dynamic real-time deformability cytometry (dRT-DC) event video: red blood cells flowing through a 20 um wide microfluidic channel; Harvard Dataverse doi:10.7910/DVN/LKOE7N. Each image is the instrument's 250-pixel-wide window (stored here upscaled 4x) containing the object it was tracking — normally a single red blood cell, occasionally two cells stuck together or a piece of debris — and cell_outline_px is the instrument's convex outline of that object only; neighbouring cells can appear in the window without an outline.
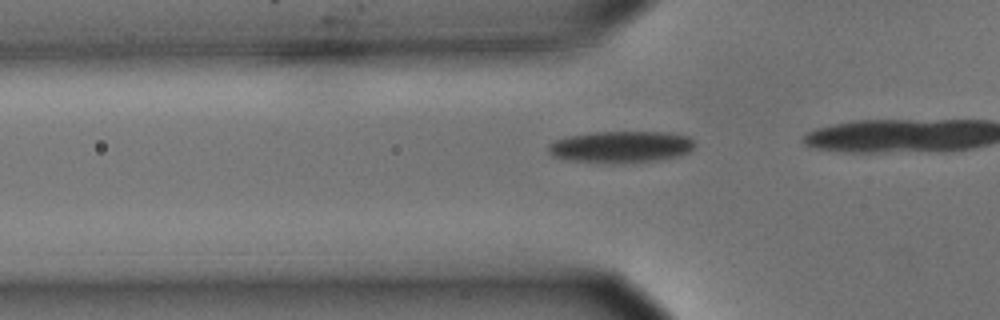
{"species": "common noctule bat (a hibernating species)", "species_latin": "Nyctalus noctula", "temperature_condition": "cold", "stored_images_in_passage": 18, "camera_frame_rate_fps": 3000, "um_per_image_px": 0.085, "animal": {"sex": "male", "body_mass_g": 15.6}, "frame": {"image": 1, "passage_image": 9, "time_ms": 2.667, "image_size_px": [1000, 320], "cell_outline_px": [[696, 144], [688, 152], [676, 156], [656, 160], [612, 164], [572, 160], [552, 156], [548, 152], [548, 144], [556, 140], [568, 136], [592, 132], [668, 132], [688, 136]], "centroid_in_image_um": [52.76, 12.48], "position_along_channel_um": 73.0, "area_um2": 26.99}}
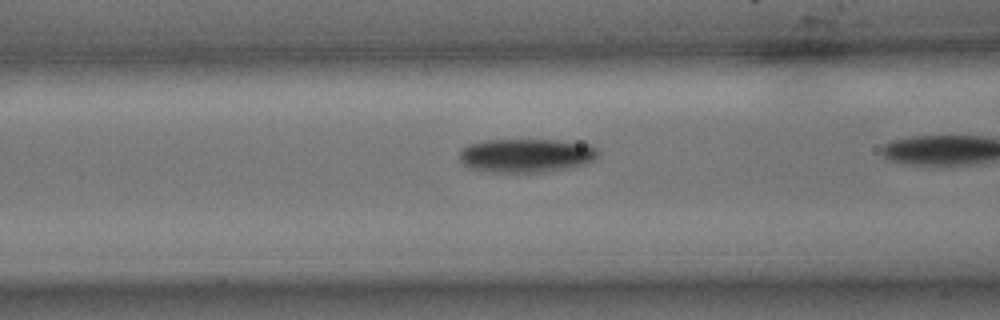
{"frame": {"image": 2, "passage_image": 13, "time_ms": 4.0, "image_size_px": [1000, 320], "cell_outline_px": [[596, 156], [592, 160], [584, 164], [568, 168], [544, 172], [492, 172], [468, 168], [460, 160], [460, 148], [468, 144], [484, 140], [556, 140], [588, 144], [596, 148]], "centroid_in_image_um": [44.67, 13.21], "position_along_channel_um": 121.9, "area_um2": 27.22}}
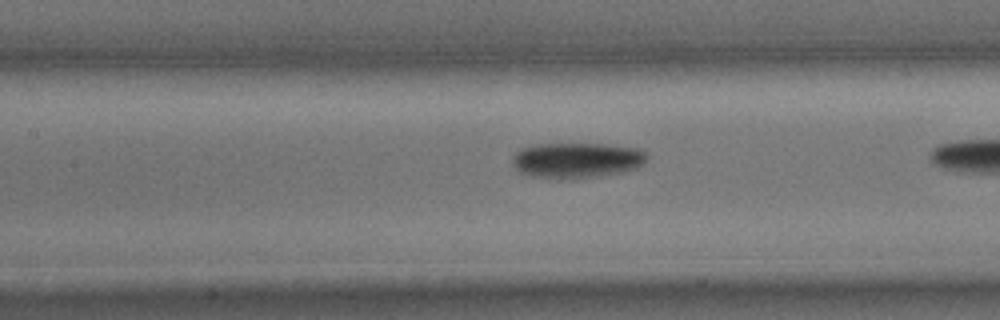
{"frame": {"image": 3, "passage_image": 16, "time_ms": 5.0, "image_size_px": [1000, 320], "cell_outline_px": [[648, 156], [644, 164], [636, 168], [620, 172], [596, 176], [556, 180], [528, 176], [516, 172], [512, 164], [512, 156], [520, 148], [536, 144], [604, 144], [640, 148]], "centroid_in_image_um": [48.95, 13.63], "position_along_channel_um": 158.5, "area_um2": 28.26}}